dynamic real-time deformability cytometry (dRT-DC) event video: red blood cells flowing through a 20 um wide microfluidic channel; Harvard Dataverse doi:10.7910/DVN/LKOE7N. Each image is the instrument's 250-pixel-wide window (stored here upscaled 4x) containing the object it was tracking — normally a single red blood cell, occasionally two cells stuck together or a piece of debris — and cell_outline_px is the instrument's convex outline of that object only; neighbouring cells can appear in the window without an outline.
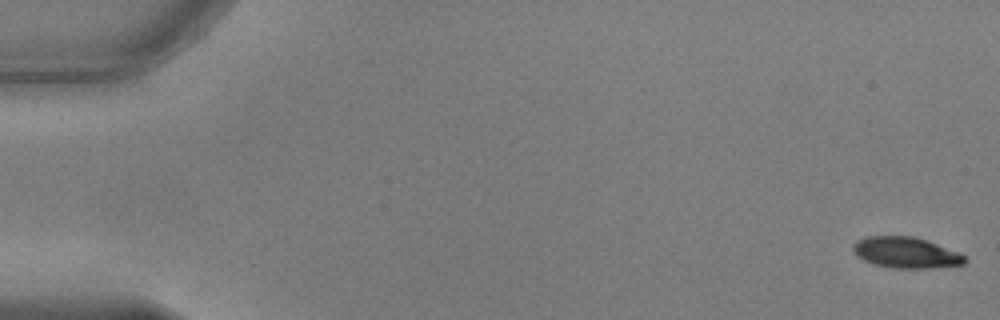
{"species": "common noctule bat (a hibernating species)", "species_latin": "Nyctalus noctula", "temperature_condition": "warm", "stored_images_in_passage": 53, "camera_frame_rate_fps": 3000, "um_per_image_px": 0.085, "animal": {"sex": "male", "body_mass_g": 17.9, "forearm_length_mm": 54.2}, "frame": {"image": 1, "passage_image": 1, "time_ms": 0.0, "image_size_px": [1000, 320], "cell_outline_px": [[968, 260], [964, 264], [932, 268], [892, 268], [876, 264], [864, 260], [856, 256], [852, 252], [852, 244], [856, 240], [868, 236], [912, 236], [960, 252]], "centroid_in_image_um": [76.98, 21.47], "position_along_channel_um": 8.0, "area_um2": 20.17}}
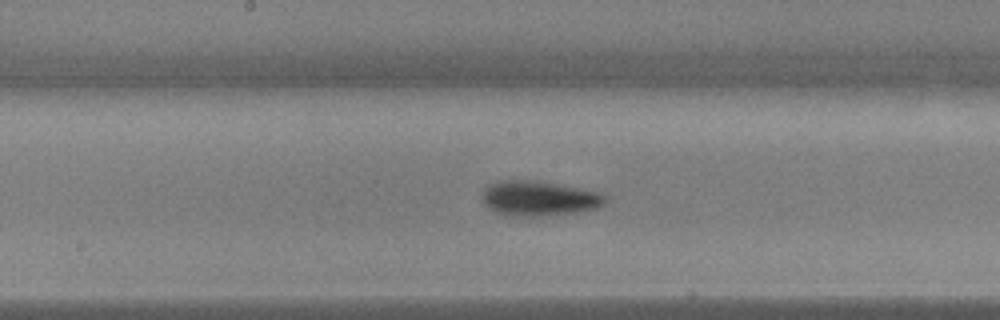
{"frame": {"image": 2, "passage_image": 28, "time_ms": 9.0, "image_size_px": [1000, 320], "cell_outline_px": [[608, 200], [604, 204], [596, 208], [576, 212], [540, 216], [508, 216], [496, 212], [488, 208], [484, 204], [484, 192], [488, 184], [500, 180], [532, 180], [556, 184], [596, 192], [608, 196]], "centroid_in_image_um": [45.8, 16.87], "position_along_channel_um": 202.4, "area_um2": 24.8}}
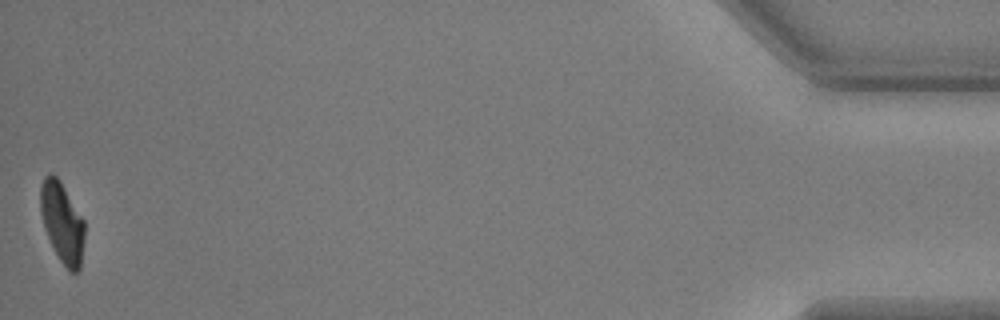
{"frame": {"image": 3, "passage_image": 53, "time_ms": 17.333, "image_size_px": [1000, 320], "cell_outline_px": [[84, 240], [80, 268], [76, 272], [72, 272], [60, 260], [44, 228], [40, 212], [40, 184], [44, 176], [48, 172], [52, 172], [60, 180], [84, 220]], "centroid_in_image_um": [5.27, 18.84], "position_along_channel_um": 429.9, "area_um2": 20.58}, "authors_computed_cell_mechanics": {"area_um2": 22.4264, "velocity_mm_per_s": 3.8182, "shape_relaxation_time_tau1_ms": 2.7291, "shape_relaxation_time_tau2_ms": 3.2655, "deformation_change_tau1": 0.1875, "deformation_change_tau2": 0.0805}}